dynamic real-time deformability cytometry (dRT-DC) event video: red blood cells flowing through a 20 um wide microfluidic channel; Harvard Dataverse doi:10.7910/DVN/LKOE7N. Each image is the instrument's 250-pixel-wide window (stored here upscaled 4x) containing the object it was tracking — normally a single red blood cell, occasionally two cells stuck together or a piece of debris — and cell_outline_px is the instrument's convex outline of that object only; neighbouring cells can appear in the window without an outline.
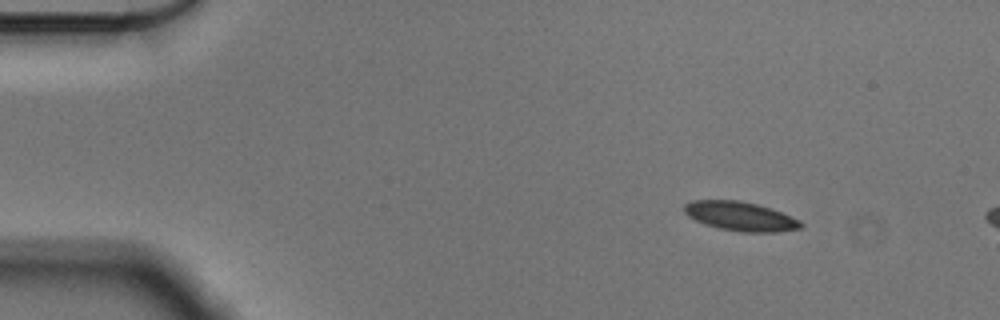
{"species": "Egyptian fruit bat (a non-hibernating species)", "species_latin": "Rousettus aegyptiacus", "temperature_condition": "cold", "stored_images_in_passage": 14, "camera_frame_rate_fps": 3000, "um_per_image_px": 0.085, "animal": {"sex": "male"}, "frame": {"image": 1, "passage_image": 7, "time_ms": 2.0, "image_size_px": [1000, 320], "cell_outline_px": [[804, 224], [800, 228], [776, 232], [740, 232], [720, 228], [704, 224], [688, 216], [684, 212], [684, 204], [692, 200], [740, 200], [772, 208], [800, 220]], "centroid_in_image_um": [62.93, 18.38], "position_along_channel_um": 22.1, "area_um2": 19.83}}